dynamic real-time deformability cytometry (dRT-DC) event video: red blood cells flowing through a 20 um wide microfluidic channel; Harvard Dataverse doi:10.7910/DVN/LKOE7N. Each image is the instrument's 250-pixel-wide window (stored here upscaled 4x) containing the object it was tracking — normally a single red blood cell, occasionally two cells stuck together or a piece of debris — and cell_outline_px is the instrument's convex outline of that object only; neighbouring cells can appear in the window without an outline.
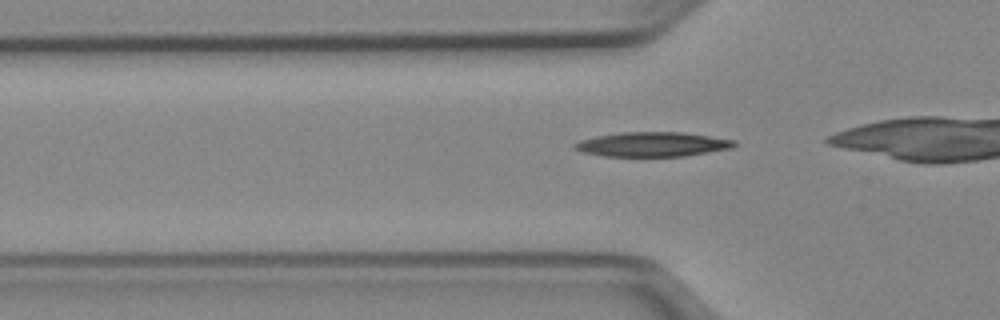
{"species": "Egyptian fruit bat (a non-hibernating species)", "species_latin": "Rousettus aegyptiacus", "temperature_condition": "cold", "stored_images_in_passage": 26, "camera_frame_rate_fps": 3000, "um_per_image_px": 0.085, "animal": {"sex": "female"}, "frame": {"image": 1, "passage_image": 11, "time_ms": 3.333, "image_size_px": [1000, 320], "cell_outline_px": [[736, 144], [732, 148], [684, 156], [600, 156], [580, 152], [572, 148], [572, 144], [580, 140], [596, 136], [620, 132], [684, 132], [736, 140]], "centroid_in_image_um": [55.4, 12.27], "position_along_channel_um": 70.4, "area_um2": 23.0}}